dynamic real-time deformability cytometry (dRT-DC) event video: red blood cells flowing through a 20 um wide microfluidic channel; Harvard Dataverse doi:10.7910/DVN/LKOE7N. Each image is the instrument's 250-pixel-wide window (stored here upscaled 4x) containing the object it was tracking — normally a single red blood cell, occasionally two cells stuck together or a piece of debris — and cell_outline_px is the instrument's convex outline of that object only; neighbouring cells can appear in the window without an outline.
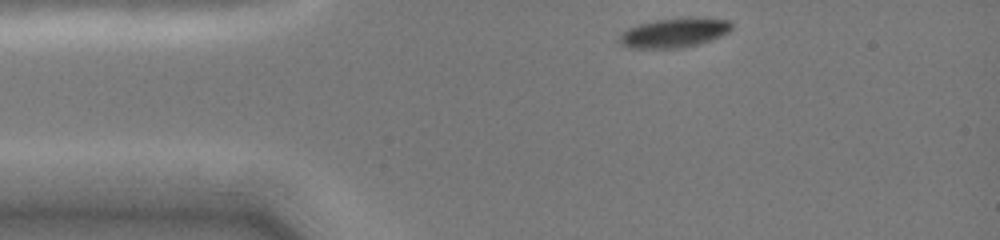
{"species": "common noctule bat (a hibernating species)", "species_latin": "Nyctalus noctula", "temperature_condition": "cold", "stored_images_in_passage": 62, "camera_frame_rate_fps": 3000, "um_per_image_px": 0.085, "animal": {"sex": "female", "body_mass_g": 19.0, "forearm_length_mm": 51.5}, "frame": {"image": 1, "passage_image": 1, "time_ms": 0.0, "image_size_px": [1000, 240], "cell_outline_px": [[732, 28], [708, 40], [696, 44], [676, 48], [632, 48], [624, 44], [620, 40], [620, 36], [628, 28], [640, 24], [656, 20], [684, 16], [728, 20], [732, 24]], "centroid_in_image_um": [57.29, 2.75], "position_along_channel_um": 27.7, "area_um2": 18.67}}
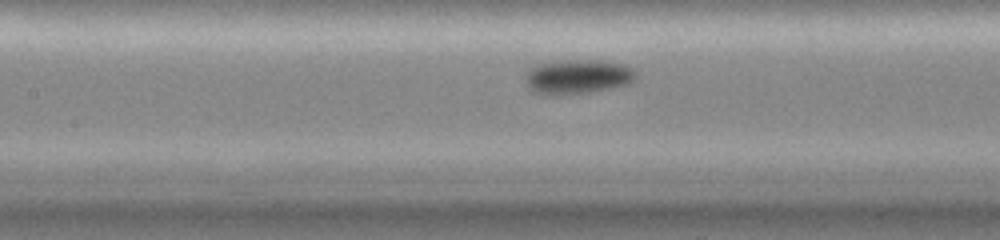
{"frame": {"image": 2, "passage_image": 29, "time_ms": 4.333, "image_size_px": [1000, 240], "cell_outline_px": [[636, 76], [628, 84], [588, 92], [536, 92], [528, 88], [528, 68], [540, 64], [564, 60], [604, 60], [624, 64], [632, 68], [636, 72]], "centroid_in_image_um": [49.19, 6.46], "position_along_channel_um": 158.2, "area_um2": 21.21}}
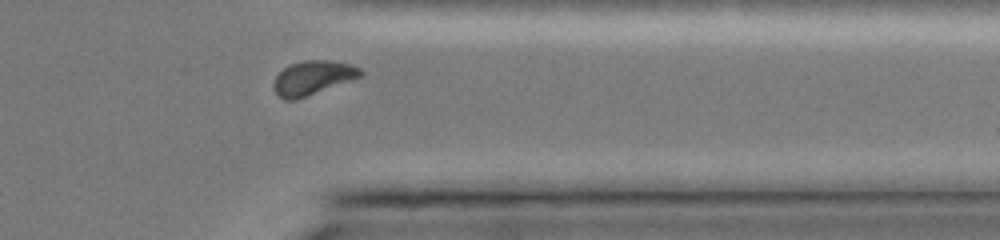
{"frame": {"image": 3, "passage_image": 55, "time_ms": 10.0, "image_size_px": [1000, 240], "cell_outline_px": [[364, 76], [296, 100], [284, 100], [276, 92], [272, 84], [276, 76], [284, 68], [292, 64], [304, 60], [332, 60], [352, 64], [360, 68], [364, 72]], "centroid_in_image_um": [26.64, 6.61], "position_along_channel_um": 384.8, "area_um2": 17.4}, "authors_computed_cell_mechanics": {"area_um2": 19.4208, "velocity_mm_per_s": 3.9813, "shape_relaxation_time_tau1_ms": 1.5465, "shape_relaxation_time_tau2_ms": null, "deformation_change_tau1": 0.0844, "deformation_change_tau2": null}}